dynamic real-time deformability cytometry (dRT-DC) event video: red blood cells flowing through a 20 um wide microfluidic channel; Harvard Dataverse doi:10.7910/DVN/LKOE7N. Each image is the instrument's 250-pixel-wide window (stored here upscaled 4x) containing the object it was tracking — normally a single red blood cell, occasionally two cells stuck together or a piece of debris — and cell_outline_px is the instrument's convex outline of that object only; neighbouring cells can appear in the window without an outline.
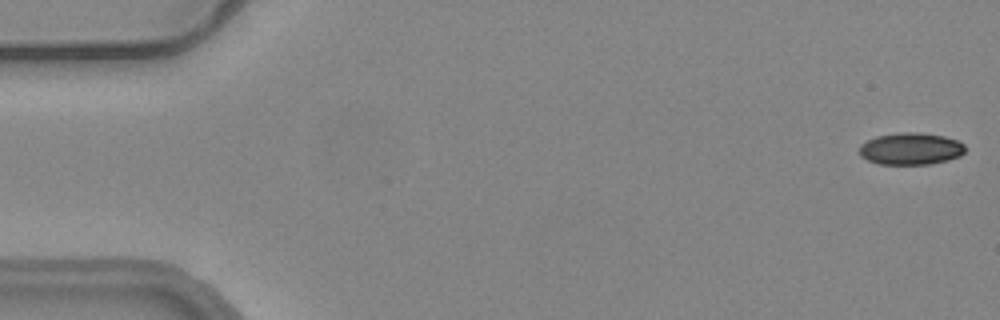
{"species": "common noctule bat (a hibernating species)", "species_latin": "Nyctalus noctula", "temperature_condition": "warm", "stored_images_in_passage": 55, "camera_frame_rate_fps": 3000, "um_per_image_px": 0.085, "animal": {"sex": "female", "body_mass_g": 24.6, "forearm_length_mm": 56.2}, "frame": {"image": 1, "passage_image": 1, "time_ms": 0.0, "image_size_px": [1000, 320], "cell_outline_px": [[964, 152], [960, 156], [948, 160], [928, 164], [876, 164], [860, 156], [860, 144], [876, 136], [900, 132], [920, 132], [944, 136], [956, 140], [964, 144]], "centroid_in_image_um": [77.4, 12.64], "position_along_channel_um": 7.6, "area_um2": 19.77}}
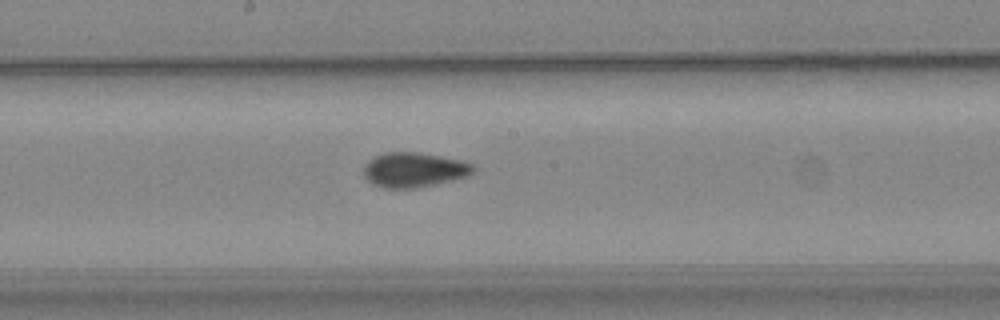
{"frame": {"image": 2, "passage_image": 29, "time_ms": 9.333, "image_size_px": [1000, 320], "cell_outline_px": [[476, 168], [468, 176], [436, 184], [412, 188], [384, 188], [368, 180], [364, 176], [364, 164], [368, 160], [384, 152], [420, 152], [460, 160], [472, 164]], "centroid_in_image_um": [35.18, 14.42], "position_along_channel_um": 213.0, "area_um2": 22.08}}
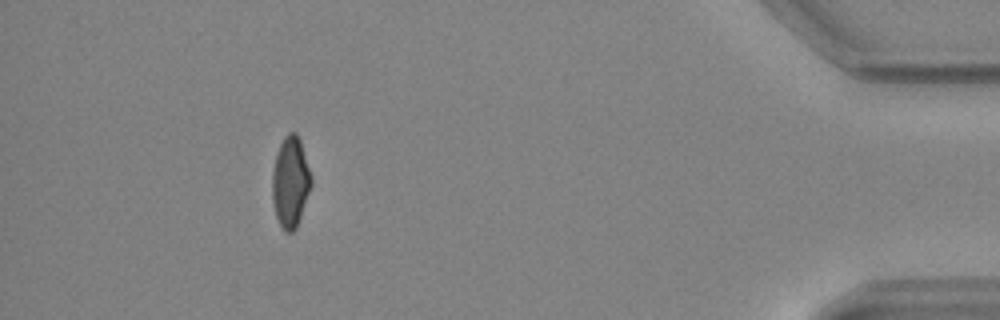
{"frame": {"image": 3, "passage_image": 50, "time_ms": 16.333, "image_size_px": [1000, 320], "cell_outline_px": [[312, 184], [296, 228], [292, 232], [284, 232], [276, 216], [272, 200], [272, 172], [276, 156], [280, 144], [284, 136], [288, 132], [296, 132], [300, 140], [312, 176]], "centroid_in_image_um": [24.69, 15.46], "position_along_channel_um": 410.5, "area_um2": 20.58}, "authors_computed_cell_mechanics": {"area_um2": 21.3282, "velocity_mm_per_s": 3.7177, "shape_relaxation_time_tau1_ms": null, "shape_relaxation_time_tau2_ms": 1.1862, "deformation_change_tau1": null, "deformation_change_tau2": 0.0601}}